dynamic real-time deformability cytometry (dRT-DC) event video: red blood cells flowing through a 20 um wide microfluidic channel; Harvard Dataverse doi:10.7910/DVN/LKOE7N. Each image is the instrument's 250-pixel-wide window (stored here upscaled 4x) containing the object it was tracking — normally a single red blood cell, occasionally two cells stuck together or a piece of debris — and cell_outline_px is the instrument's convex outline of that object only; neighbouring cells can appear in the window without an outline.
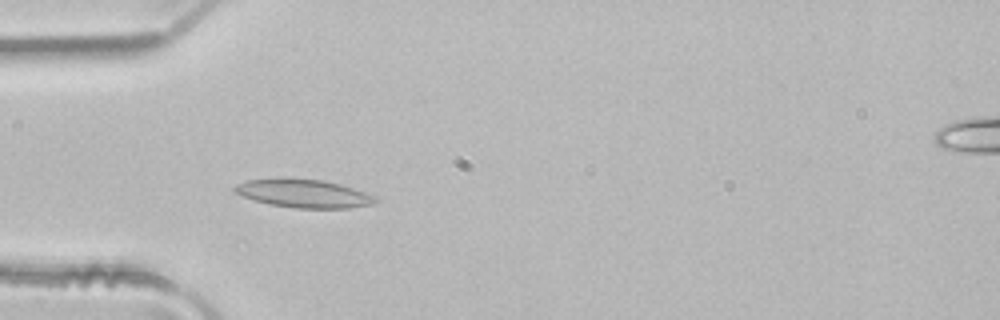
{"species": "common noctule bat (a hibernating species)", "species_latin": "Nyctalus noctula", "temperature_condition": "room temperature", "stored_images_in_passage": 2, "camera_frame_rate_fps": 3000, "um_per_image_px": 0.085, "animal": {"sex": "male", "body_mass_g": 21.5, "forearm_length_mm": 52.0}, "frame": {"image": 1, "passage_image": 2, "time_ms": 0.333, "image_size_px": [1000, 320], "cell_outline_px": [[376, 204], [348, 208], [292, 208], [268, 204], [244, 196], [236, 192], [232, 188], [236, 184], [244, 180], [324, 180], [340, 184], [364, 192], [372, 196], [376, 200]], "centroid_in_image_um": [25.83, 16.48], "position_along_channel_um": 59.2, "area_um2": 22.43}}